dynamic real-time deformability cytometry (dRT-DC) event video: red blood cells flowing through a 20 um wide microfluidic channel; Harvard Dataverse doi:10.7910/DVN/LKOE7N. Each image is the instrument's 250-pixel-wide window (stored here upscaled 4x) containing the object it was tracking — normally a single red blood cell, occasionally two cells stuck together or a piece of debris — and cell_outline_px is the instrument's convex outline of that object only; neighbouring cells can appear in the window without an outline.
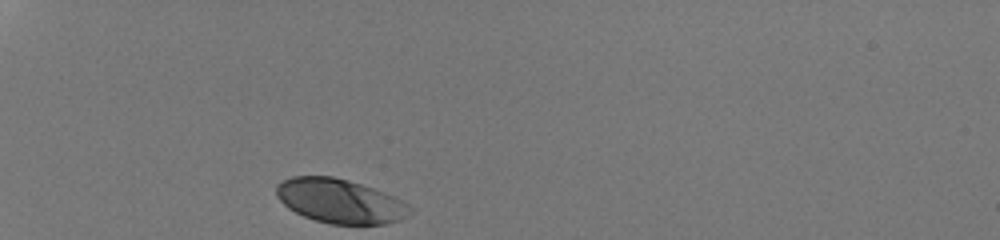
{"species": "human", "species_latin": "Homo sapiens", "temperature_condition": "room temperature", "stored_images_in_passage": 29, "camera_frame_rate_fps": 3000, "um_per_image_px": 0.085, "donor": {"sex": "male"}, "frame": {"image": 1, "passage_image": 1, "time_ms": 0.0, "image_size_px": [1000, 240], "cell_outline_px": [[412, 212], [400, 220], [384, 224], [332, 224], [316, 220], [304, 216], [288, 208], [276, 196], [276, 184], [292, 176], [332, 176], [348, 180], [384, 192], [408, 204], [412, 208]], "centroid_in_image_um": [28.89, 17.09], "position_along_channel_um": 56.1, "area_um2": 34.22}}
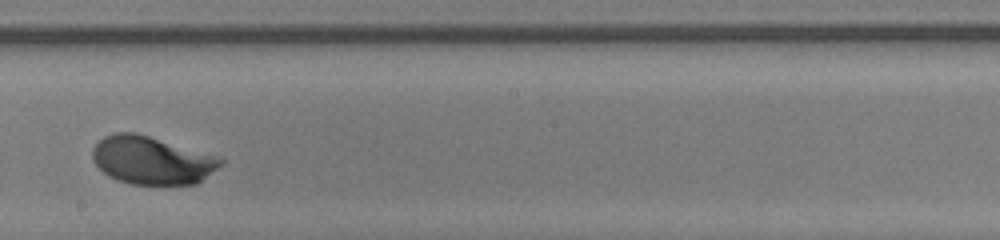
{"frame": {"image": 2, "passage_image": 17, "time_ms": 5.333, "image_size_px": [1000, 240], "cell_outline_px": [[224, 164], [196, 184], [132, 184], [108, 176], [96, 164], [92, 156], [92, 148], [104, 136], [116, 132], [136, 132], [212, 156], [224, 160]], "centroid_in_image_um": [12.86, 13.63], "position_along_channel_um": 235.3, "area_um2": 35.08}}
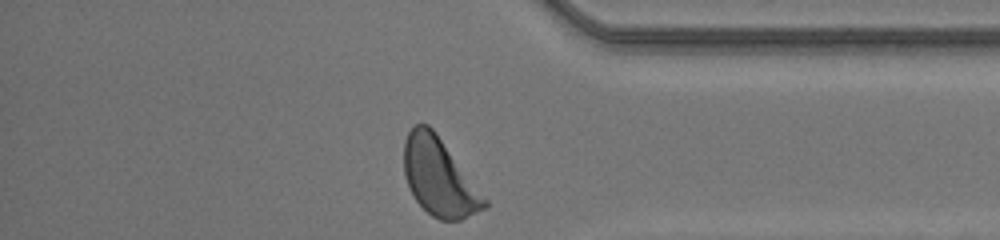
{"frame": {"image": 3, "passage_image": 29, "time_ms": 9.333, "image_size_px": [1000, 240], "cell_outline_px": [[488, 208], [460, 220], [440, 220], [432, 216], [416, 200], [408, 184], [404, 172], [404, 140], [408, 132], [416, 124], [428, 124], [436, 132], [488, 200]], "centroid_in_image_um": [37.35, 15.06], "position_along_channel_um": 397.9, "area_um2": 36.13}, "authors_computed_cell_mechanics": {"area_um2": 34.8534, "velocity_mm_per_s": 4.1812, "shape_relaxation_time_tau1_ms": 1.2866, "shape_relaxation_time_tau2_ms": null, "deformation_change_tau1": 0.1232, "deformation_change_tau2": null}}